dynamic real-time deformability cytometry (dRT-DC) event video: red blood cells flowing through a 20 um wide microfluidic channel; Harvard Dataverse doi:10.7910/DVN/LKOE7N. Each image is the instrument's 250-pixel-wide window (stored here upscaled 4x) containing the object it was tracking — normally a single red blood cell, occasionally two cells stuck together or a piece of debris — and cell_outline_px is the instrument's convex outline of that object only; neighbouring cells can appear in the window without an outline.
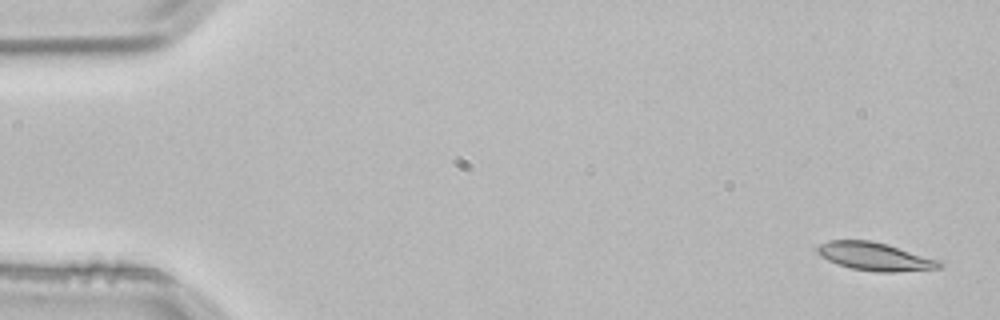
{"species": "common noctule bat (a hibernating species)", "species_latin": "Nyctalus noctula", "temperature_condition": "room temperature", "stored_images_in_passage": 4, "camera_frame_rate_fps": 3000, "um_per_image_px": 0.085, "animal": {"sex": "male", "body_mass_g": 21.5, "forearm_length_mm": 52.0}, "frame": {"image": 1, "passage_image": 1, "time_ms": 0.0, "image_size_px": [1000, 320], "cell_outline_px": [[944, 264], [940, 268], [892, 272], [876, 272], [852, 268], [828, 260], [820, 256], [816, 252], [816, 248], [820, 244], [828, 240], [872, 240], [940, 260]], "centroid_in_image_um": [74.35, 21.8], "position_along_channel_um": 10.6, "area_um2": 19.83}}